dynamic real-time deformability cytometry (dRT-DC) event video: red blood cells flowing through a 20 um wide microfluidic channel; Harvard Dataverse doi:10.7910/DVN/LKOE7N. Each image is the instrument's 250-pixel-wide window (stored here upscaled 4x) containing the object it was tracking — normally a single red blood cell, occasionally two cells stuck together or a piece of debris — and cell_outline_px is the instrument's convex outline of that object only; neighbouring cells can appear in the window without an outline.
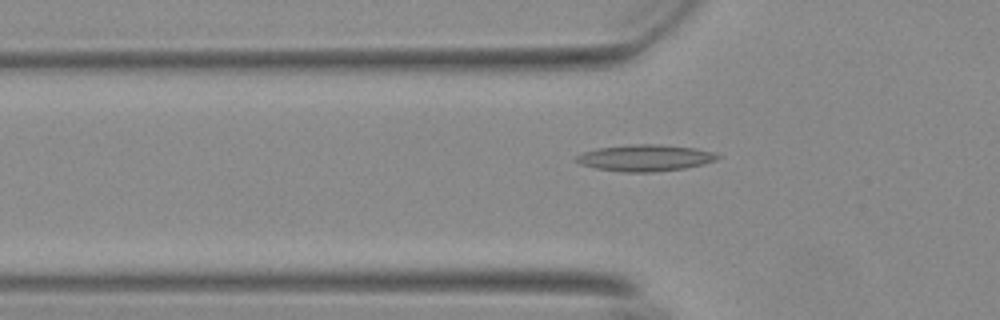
{"species": "Egyptian fruit bat (a non-hibernating species)", "species_latin": "Rousettus aegyptiacus", "temperature_condition": "warm", "stored_images_in_passage": 42, "segment_of_instrument_passage": [1, 2], "camera_frame_rate_fps": 3000, "um_per_image_px": 0.085, "animal": {"sex": "female"}, "frame": {"image": 1, "passage_image": 4, "time_ms": 1.0, "image_size_px": [1000, 320], "cell_outline_px": [[720, 156], [716, 160], [704, 164], [684, 168], [652, 172], [624, 172], [596, 168], [580, 164], [576, 160], [576, 156], [584, 152], [596, 148], [628, 144], [660, 144], [696, 148], [716, 152]], "centroid_in_image_um": [54.86, 13.41], "position_along_channel_um": 70.9, "area_um2": 21.91}}
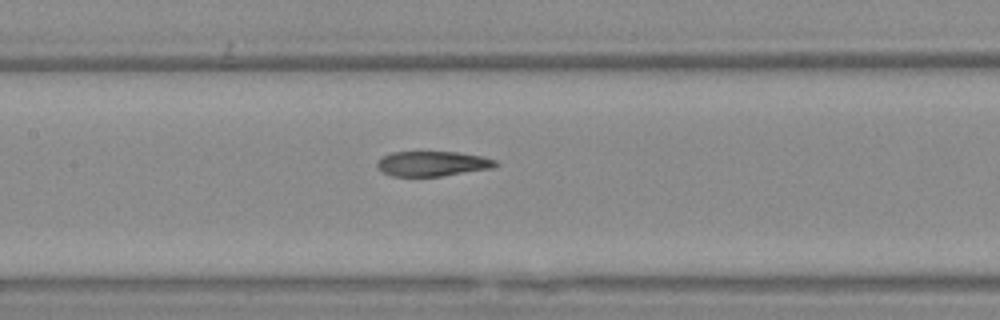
{"frame": {"image": 2, "passage_image": 12, "time_ms": 3.667, "image_size_px": [1000, 320], "cell_outline_px": [[500, 164], [492, 168], [440, 176], [392, 176], [384, 172], [376, 164], [380, 156], [392, 152], [456, 152], [484, 156], [496, 160]], "centroid_in_image_um": [36.78, 13.9], "position_along_channel_um": 170.6, "area_um2": 17.22}}
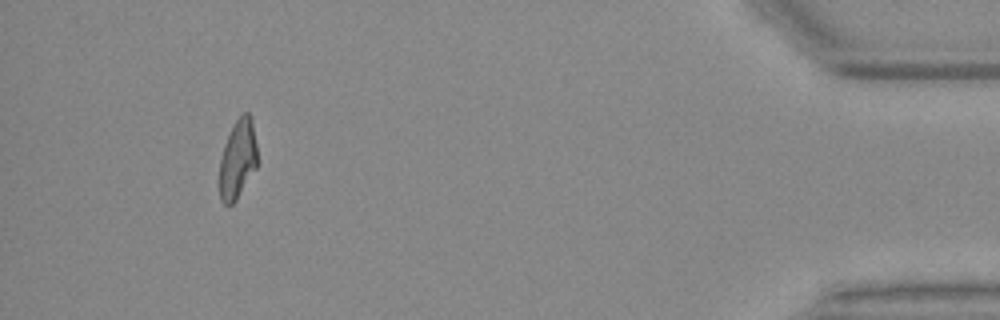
{"frame": {"image": 3, "passage_image": 37, "time_ms": 12.0, "image_size_px": [1000, 320], "cell_outline_px": [[256, 168], [236, 200], [232, 204], [224, 204], [220, 200], [220, 160], [224, 144], [236, 120], [244, 112], [248, 112], [252, 116], [256, 144]], "centroid_in_image_um": [20.21, 13.52], "position_along_channel_um": 415.0, "area_um2": 17.22}}